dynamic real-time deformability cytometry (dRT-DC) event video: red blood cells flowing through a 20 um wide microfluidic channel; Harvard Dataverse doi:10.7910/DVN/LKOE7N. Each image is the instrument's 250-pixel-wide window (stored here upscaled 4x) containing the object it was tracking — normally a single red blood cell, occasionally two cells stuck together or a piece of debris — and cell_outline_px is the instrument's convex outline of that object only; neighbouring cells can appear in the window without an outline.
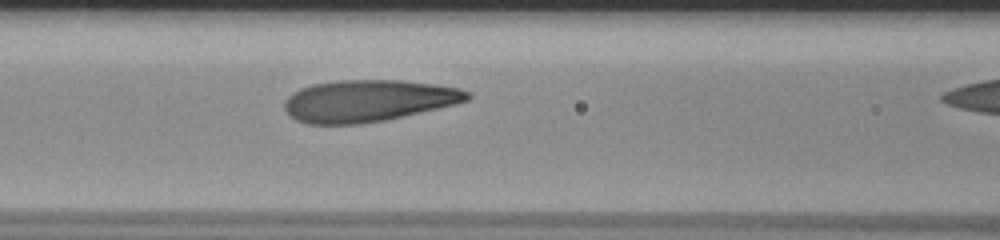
{"species": "human", "species_latin": "Homo sapiens", "temperature_condition": "room temperature", "stored_images_in_passage": 32, "camera_frame_rate_fps": 3000, "um_per_image_px": 0.085, "donor": {"sex": "male"}, "frame": {"image": 1, "passage_image": 8, "time_ms": 2.333, "image_size_px": [1000, 240], "cell_outline_px": [[472, 96], [468, 100], [456, 104], [384, 120], [360, 124], [308, 124], [296, 120], [284, 108], [284, 100], [292, 92], [300, 88], [312, 84], [340, 80], [400, 80], [436, 84], [460, 88], [468, 92]], "centroid_in_image_um": [31.28, 8.56], "position_along_channel_um": 135.3, "area_um2": 44.51}}
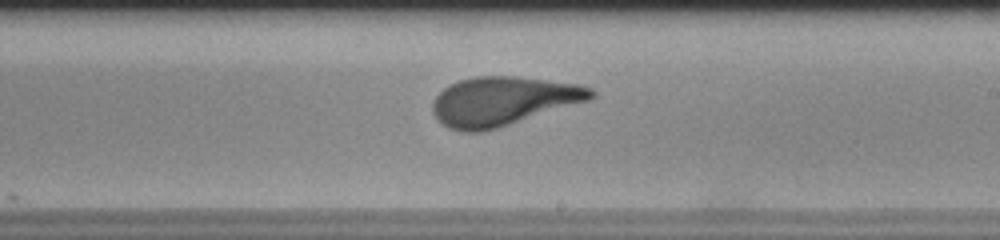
{"frame": {"image": 2, "passage_image": 17, "time_ms": 5.333, "image_size_px": [1000, 240], "cell_outline_px": [[596, 96], [588, 100], [484, 132], [460, 132], [448, 128], [432, 112], [432, 104], [436, 96], [448, 84], [460, 80], [476, 76], [516, 76], [580, 84], [592, 88], [596, 92]], "centroid_in_image_um": [42.74, 8.59], "position_along_channel_um": 246.3, "area_um2": 45.03}}
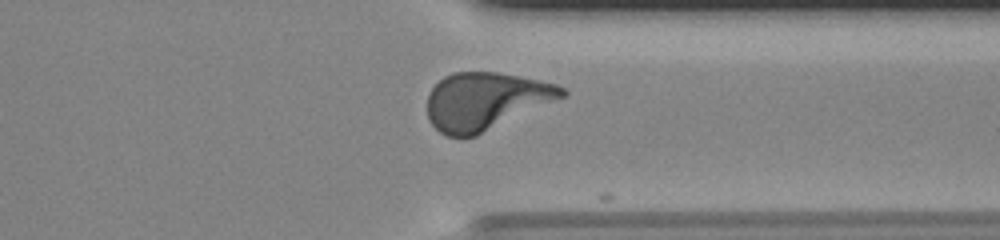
{"frame": {"image": 3, "passage_image": 27, "time_ms": 8.667, "image_size_px": [1000, 240], "cell_outline_px": [[568, 92], [564, 96], [476, 136], [444, 136], [428, 120], [428, 96], [432, 88], [444, 76], [452, 72], [496, 72], [520, 76], [556, 84], [564, 88]], "centroid_in_image_um": [41.24, 8.58], "position_along_channel_um": 370.2, "area_um2": 44.56}, "authors_computed_cell_mechanics": {"area_um2": 44.4771, "velocity_mm_per_s": 3.7048, "shape_relaxation_time_tau1_ms": 5.2313, "shape_relaxation_time_tau2_ms": 0.8511, "deformation_change_tau1": 0.2164, "deformation_change_tau2": 0.0816}}